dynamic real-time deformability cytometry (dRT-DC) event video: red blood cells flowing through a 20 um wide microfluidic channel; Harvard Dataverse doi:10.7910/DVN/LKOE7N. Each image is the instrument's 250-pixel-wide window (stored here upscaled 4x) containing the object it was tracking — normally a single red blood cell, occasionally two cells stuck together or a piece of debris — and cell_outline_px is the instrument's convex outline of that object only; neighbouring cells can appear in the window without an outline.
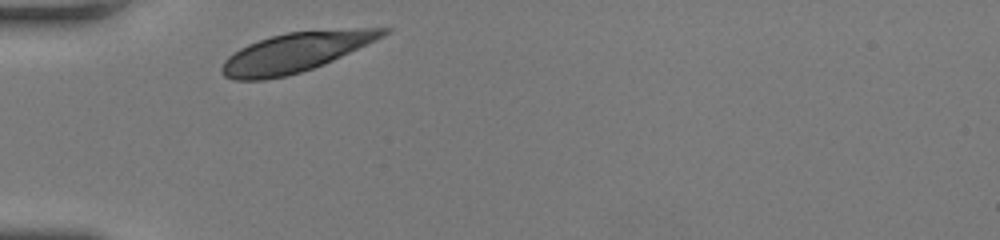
{"species": "human", "species_latin": "Homo sapiens", "temperature_condition": "room temperature", "stored_images_in_passage": 27, "camera_frame_rate_fps": 3000, "um_per_image_px": 0.085, "donor": {"sex": "female"}, "frame": {"image": 1, "passage_image": 1, "time_ms": 0.0, "image_size_px": [1000, 240], "cell_outline_px": [[392, 28], [384, 36], [376, 40], [324, 64], [288, 76], [264, 80], [236, 80], [224, 76], [220, 72], [220, 68], [224, 60], [228, 56], [240, 48], [248, 44], [272, 36], [288, 32], [360, 28]], "centroid_in_image_um": [25.09, 4.46], "position_along_channel_um": 59.9, "area_um2": 36.76}}
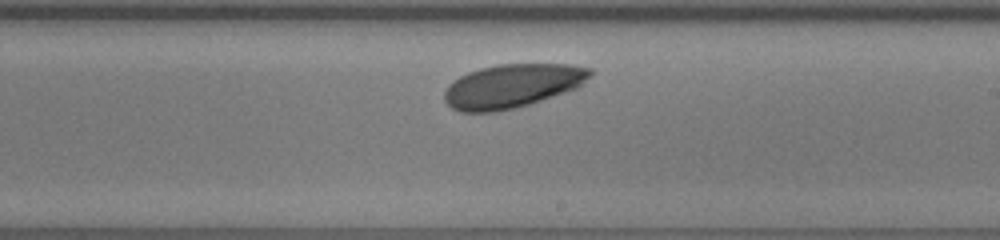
{"frame": {"image": 2, "passage_image": 16, "time_ms": 5.0, "image_size_px": [1000, 240], "cell_outline_px": [[592, 76], [580, 88], [516, 108], [496, 112], [460, 112], [452, 108], [444, 100], [444, 92], [448, 84], [460, 76], [468, 72], [480, 68], [496, 64], [572, 64], [592, 68]], "centroid_in_image_um": [43.59, 7.3], "position_along_channel_um": 245.4, "area_um2": 37.69}}
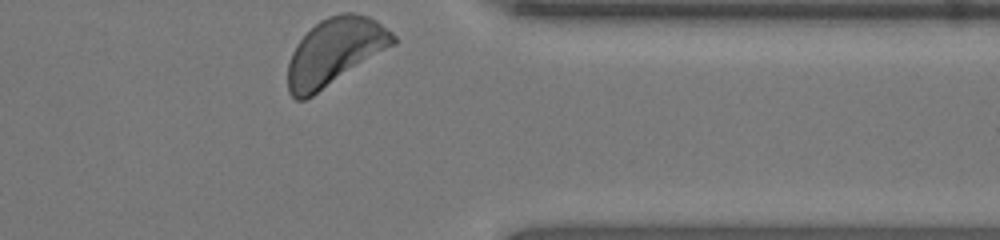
{"frame": {"image": 3, "passage_image": 27, "time_ms": 8.667, "image_size_px": [1000, 240], "cell_outline_px": [[396, 44], [312, 96], [304, 100], [296, 100], [288, 92], [288, 64], [292, 52], [296, 44], [320, 20], [328, 16], [344, 12], [352, 12], [368, 16], [376, 20], [388, 28], [396, 36]], "centroid_in_image_um": [28.48, 4.39], "position_along_channel_um": 382.9, "area_um2": 40.92}, "authors_computed_cell_mechanics": {"area_um2": 37.3966, "velocity_mm_per_s": 3.9028, "shape_relaxation_time_tau1_ms": 1.9929, "shape_relaxation_time_tau2_ms": null, "deformation_change_tau1": 0.1078, "deformation_change_tau2": null}}